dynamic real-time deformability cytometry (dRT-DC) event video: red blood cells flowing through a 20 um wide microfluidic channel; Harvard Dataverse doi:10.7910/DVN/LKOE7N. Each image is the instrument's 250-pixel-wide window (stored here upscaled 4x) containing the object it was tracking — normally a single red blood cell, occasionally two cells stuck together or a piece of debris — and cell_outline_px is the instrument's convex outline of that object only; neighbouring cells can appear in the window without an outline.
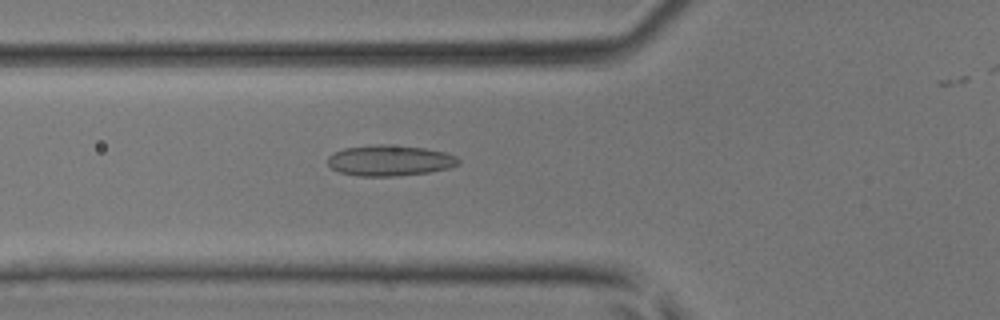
{"species": "common noctule bat (a hibernating species)", "species_latin": "Nyctalus noctula", "temperature_condition": "room temperature", "stored_images_in_passage": 39, "camera_frame_rate_fps": 3000, "um_per_image_px": 0.085, "animal": {"sex": "male", "body_mass_g": 17.9, "forearm_length_mm": 54.2}, "frame": {"image": 1, "passage_image": 16, "time_ms": 5.0, "image_size_px": [1000, 320], "cell_outline_px": [[460, 164], [448, 168], [428, 172], [396, 176], [360, 176], [340, 172], [332, 168], [328, 164], [328, 156], [332, 152], [344, 148], [376, 144], [388, 144], [424, 148], [444, 152], [456, 156], [460, 160]], "centroid_in_image_um": [33.12, 13.63], "position_along_channel_um": 92.7, "area_um2": 23.47}}
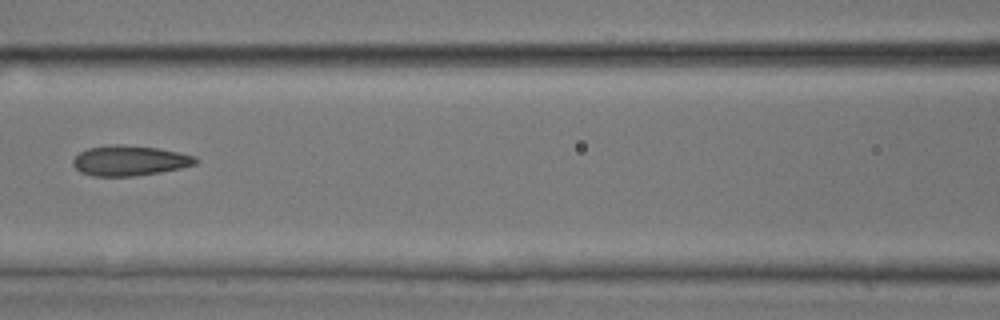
{"frame": {"image": 2, "passage_image": 20, "time_ms": 6.333, "image_size_px": [1000, 320], "cell_outline_px": [[200, 160], [196, 164], [180, 168], [160, 172], [132, 176], [92, 176], [80, 172], [72, 164], [72, 160], [80, 152], [88, 148], [112, 144], [120, 144], [156, 148], [196, 156]], "centroid_in_image_um": [11.0, 13.65], "position_along_channel_um": 155.6, "area_um2": 21.5}}
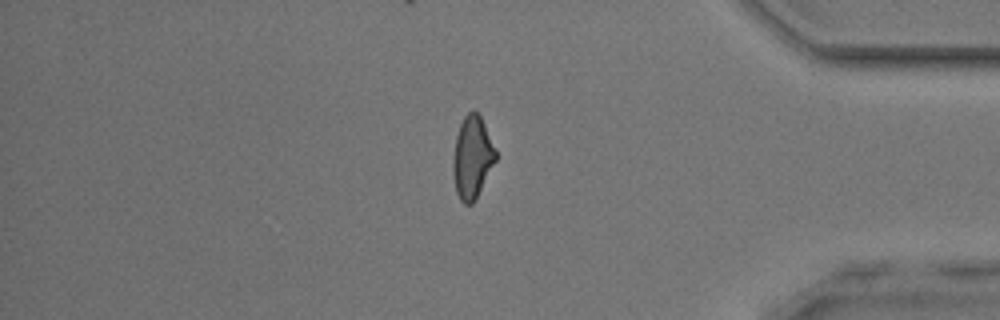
{"frame": {"image": 3, "passage_image": 37, "time_ms": 12.0, "image_size_px": [1000, 320], "cell_outline_px": [[496, 160], [476, 200], [472, 204], [464, 204], [460, 200], [456, 192], [452, 172], [452, 160], [456, 136], [460, 124], [464, 116], [468, 112], [476, 112], [480, 116], [496, 148]], "centroid_in_image_um": [40.13, 13.41], "position_along_channel_um": 395.1, "area_um2": 20.58}}